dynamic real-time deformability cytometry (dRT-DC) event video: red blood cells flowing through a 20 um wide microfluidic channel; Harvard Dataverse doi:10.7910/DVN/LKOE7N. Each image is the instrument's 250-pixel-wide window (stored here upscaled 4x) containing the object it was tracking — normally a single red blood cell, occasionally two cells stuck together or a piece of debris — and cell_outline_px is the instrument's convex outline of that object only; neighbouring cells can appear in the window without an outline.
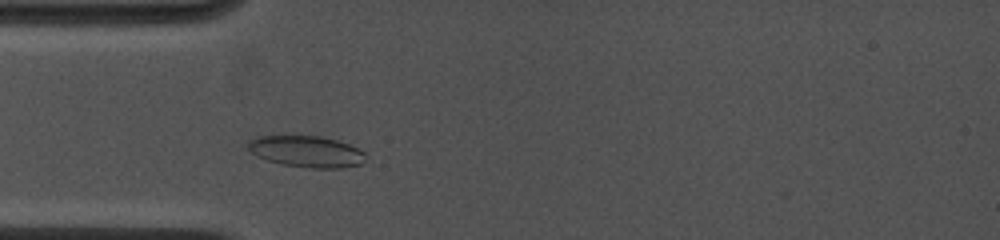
{"species": "common noctule bat (a hibernating species)", "species_latin": "Nyctalus noctula", "temperature_condition": "cold", "stored_images_in_passage": 41, "camera_frame_rate_fps": 4500, "um_per_image_px": 0.085, "animal": {"sex": "female", "body_mass_g": 19.0, "forearm_length_mm": 53.3}, "frame": {"image": 1, "passage_image": 6, "time_ms": 2.0, "image_size_px": [1000, 240], "cell_outline_px": [[368, 160], [360, 164], [340, 168], [312, 168], [284, 164], [268, 160], [252, 152], [248, 148], [248, 140], [260, 136], [324, 136], [348, 144], [364, 152], [368, 156]], "centroid_in_image_um": [26.11, 12.87], "position_along_channel_um": 58.9, "area_um2": 21.33}}
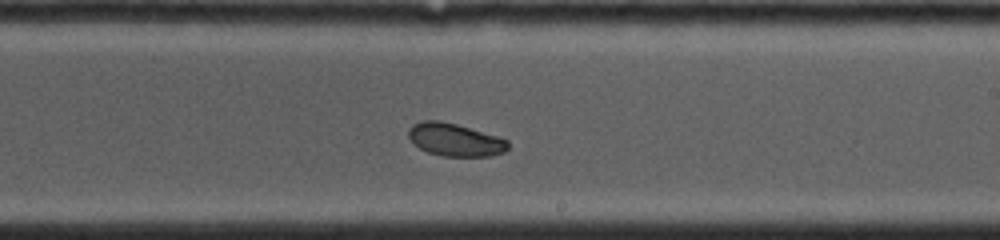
{"frame": {"image": 2, "passage_image": 27, "time_ms": 6.889, "image_size_px": [1000, 240], "cell_outline_px": [[508, 148], [504, 152], [492, 156], [444, 156], [428, 152], [420, 148], [408, 136], [408, 128], [412, 124], [420, 120], [440, 120], [456, 124], [496, 136], [508, 140]], "centroid_in_image_um": [38.66, 11.87], "position_along_channel_um": 250.3, "area_um2": 18.9}}
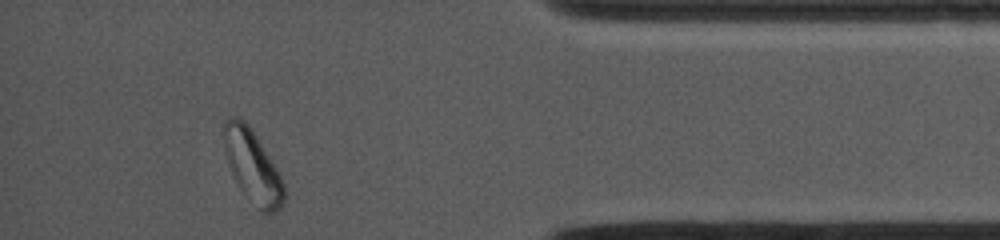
{"frame": {"image": 3, "passage_image": 41, "time_ms": 11.556, "image_size_px": [1000, 240], "cell_outline_px": [[284, 200], [280, 208], [276, 212], [260, 212], [236, 184], [228, 164], [224, 152], [224, 120], [232, 116], [236, 116], [244, 120], [248, 124], [256, 136], [276, 168], [284, 184]], "centroid_in_image_um": [21.44, 14.15], "position_along_channel_um": 413.8, "area_um2": 25.26}, "authors_computed_cell_mechanics": {"area_um2": 19.2474, "velocity_mm_per_s": 3.9553, "shape_relaxation_time_tau1_ms": 3.4672, "shape_relaxation_time_tau2_ms": null, "deformation_change_tau1": 0.09, "deformation_change_tau2": null}}